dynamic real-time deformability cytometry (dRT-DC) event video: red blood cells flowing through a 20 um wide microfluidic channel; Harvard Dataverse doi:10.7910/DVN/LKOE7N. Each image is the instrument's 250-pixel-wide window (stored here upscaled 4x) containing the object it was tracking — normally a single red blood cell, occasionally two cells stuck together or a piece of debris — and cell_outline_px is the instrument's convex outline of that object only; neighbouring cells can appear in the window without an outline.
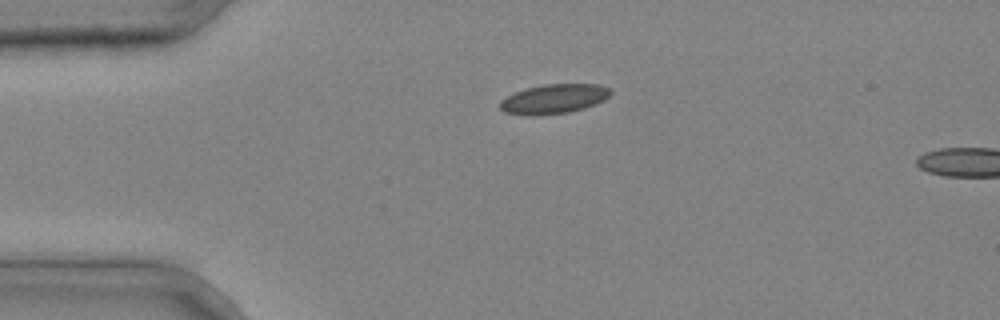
{"species": "common noctule bat (a hibernating species)", "species_latin": "Nyctalus noctula", "temperature_condition": "cold", "stored_images_in_passage": 3, "camera_frame_rate_fps": 3000, "um_per_image_px": 0.085, "animal": {"sex": "male", "body_mass_g": 20.4}, "frame": {"image": 1, "passage_image": 1, "time_ms": 0.0, "image_size_px": [1000, 320], "cell_outline_px": [[612, 92], [604, 100], [584, 108], [568, 112], [532, 116], [528, 116], [504, 112], [500, 108], [500, 100], [524, 88], [544, 84], [600, 84], [612, 88]], "centroid_in_image_um": [47.08, 8.4], "position_along_channel_um": 37.9, "area_um2": 19.07}}